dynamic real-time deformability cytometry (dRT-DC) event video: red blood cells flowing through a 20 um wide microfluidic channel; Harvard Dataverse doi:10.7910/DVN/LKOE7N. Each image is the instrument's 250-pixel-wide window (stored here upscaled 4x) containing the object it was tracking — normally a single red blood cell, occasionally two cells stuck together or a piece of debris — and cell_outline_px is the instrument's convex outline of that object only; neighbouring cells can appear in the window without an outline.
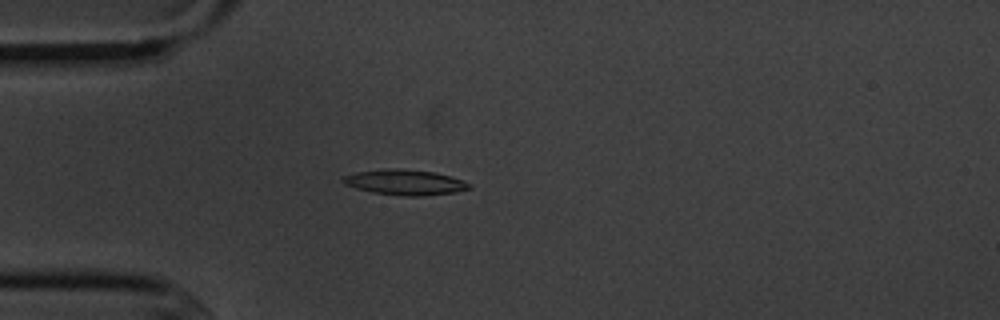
{"species": "common noctule bat (a hibernating species)", "species_latin": "Nyctalus noctula", "temperature_condition": "cold", "stored_images_in_passage": 4, "camera_frame_rate_fps": 3000, "um_per_image_px": 0.085, "animal": {"sex": "male", "body_mass_g": 20.1, "forearm_length_mm": 53.5}, "frame": {"image": 1, "passage_image": 4, "time_ms": 3.667, "image_size_px": [1000, 320], "cell_outline_px": [[472, 188], [456, 192], [424, 196], [404, 196], [372, 192], [356, 188], [344, 184], [340, 180], [344, 176], [356, 172], [384, 168], [396, 168], [432, 172], [448, 176], [460, 180], [468, 184]], "centroid_in_image_um": [34.36, 15.5], "position_along_channel_um": 50.6, "area_um2": 18.5}}